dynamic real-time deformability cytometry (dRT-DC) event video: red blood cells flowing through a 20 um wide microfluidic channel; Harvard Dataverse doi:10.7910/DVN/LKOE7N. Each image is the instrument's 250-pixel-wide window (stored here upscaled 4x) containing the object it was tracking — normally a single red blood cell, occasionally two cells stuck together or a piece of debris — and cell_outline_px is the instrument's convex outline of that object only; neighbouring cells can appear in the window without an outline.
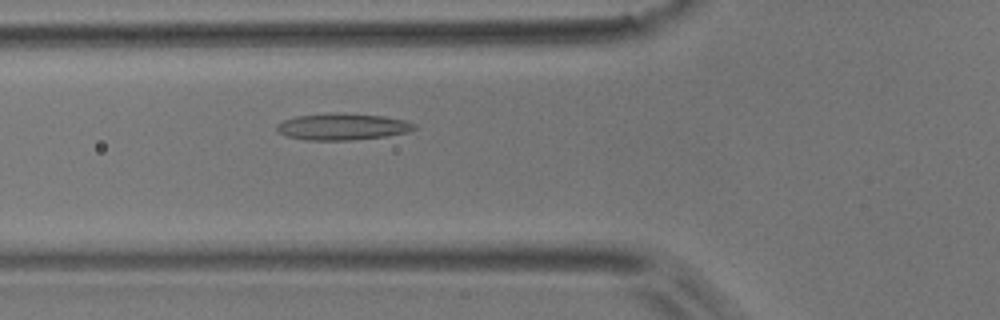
{"species": "common noctule bat (a hibernating species)", "species_latin": "Nyctalus noctula", "temperature_condition": "room temperature", "stored_images_in_passage": 48, "camera_frame_rate_fps": 3000, "um_per_image_px": 0.085, "animal": {"sex": "male", "body_mass_g": 17.9}, "frame": {"image": 1, "passage_image": 17, "time_ms": 5.333, "image_size_px": [1000, 320], "cell_outline_px": [[416, 128], [408, 132], [388, 136], [348, 140], [304, 140], [288, 136], [276, 132], [276, 124], [284, 120], [296, 116], [384, 116], [404, 120], [416, 124]], "centroid_in_image_um": [29.11, 10.83], "position_along_channel_um": 96.7, "area_um2": 20.17}}
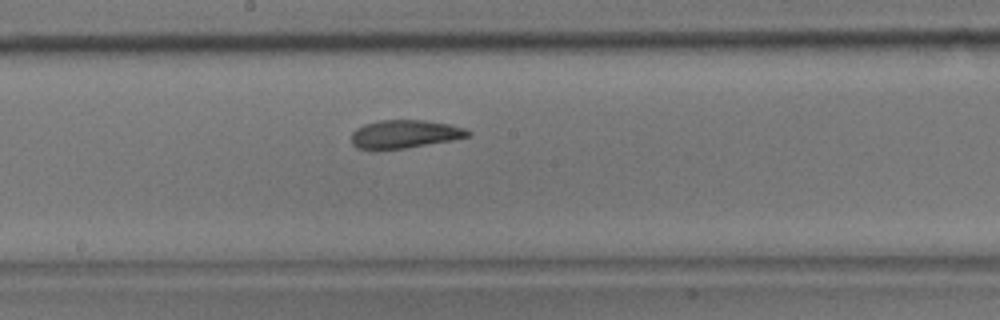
{"frame": {"image": 2, "passage_image": 26, "time_ms": 8.333, "image_size_px": [1000, 320], "cell_outline_px": [[472, 136], [452, 140], [404, 148], [372, 152], [356, 148], [352, 144], [352, 132], [356, 128], [364, 124], [380, 120], [424, 120], [448, 124], [464, 128], [472, 132]], "centroid_in_image_um": [34.34, 11.42], "position_along_channel_um": 213.9, "area_um2": 19.59}}
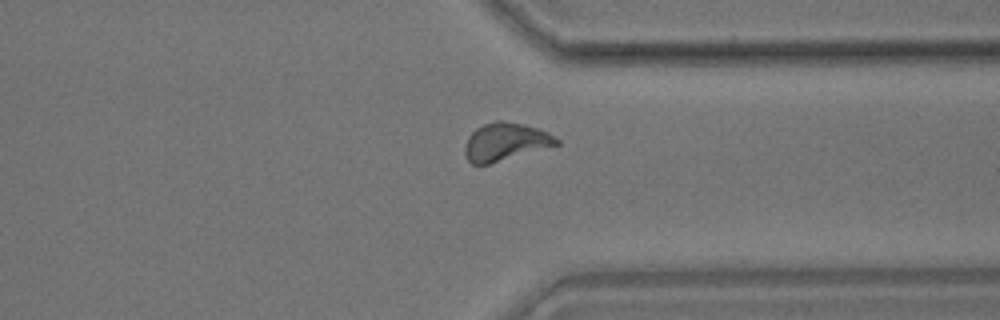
{"frame": {"image": 3, "passage_image": 38, "time_ms": 12.333, "image_size_px": [1000, 320], "cell_outline_px": [[560, 144], [488, 164], [472, 164], [468, 160], [464, 152], [464, 148], [468, 136], [476, 128], [484, 124], [496, 120], [500, 120], [520, 124], [536, 128], [548, 132], [560, 140]], "centroid_in_image_um": [42.94, 12.05], "position_along_channel_um": 368.5, "area_um2": 19.94}}